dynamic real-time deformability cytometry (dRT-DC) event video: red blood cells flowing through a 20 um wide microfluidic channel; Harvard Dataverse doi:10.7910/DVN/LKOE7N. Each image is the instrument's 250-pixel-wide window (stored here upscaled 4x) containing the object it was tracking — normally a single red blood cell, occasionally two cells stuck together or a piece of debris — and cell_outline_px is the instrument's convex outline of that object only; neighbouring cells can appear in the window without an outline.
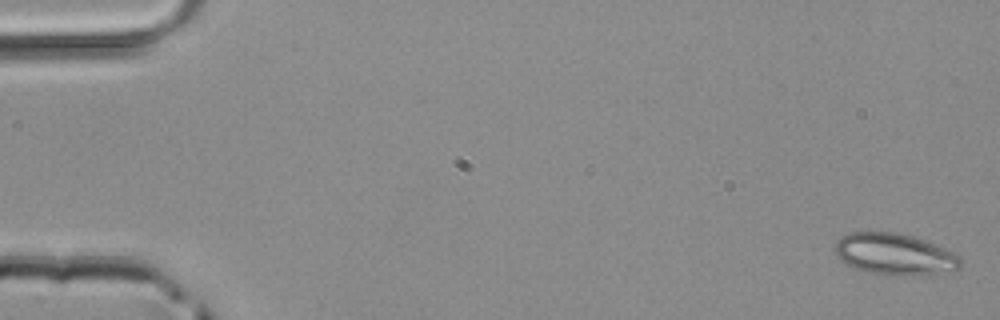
{"species": "common noctule bat (a hibernating species)", "species_latin": "Nyctalus noctula", "temperature_condition": "room temperature", "stored_images_in_passage": 50, "camera_frame_rate_fps": 3000, "um_per_image_px": 0.085, "animal": {"sex": "male", "body_mass_g": 20.4}, "frame": {"image": 1, "passage_image": 1, "time_ms": 0.0, "image_size_px": [1000, 320], "cell_outline_px": [[960, 268], [912, 276], [884, 276], [868, 272], [856, 268], [840, 260], [836, 256], [836, 244], [840, 236], [848, 232], [896, 232], [912, 236], [924, 240], [944, 248], [960, 256]], "centroid_in_image_um": [75.99, 21.61], "position_along_channel_um": 9.0, "area_um2": 30.23}}
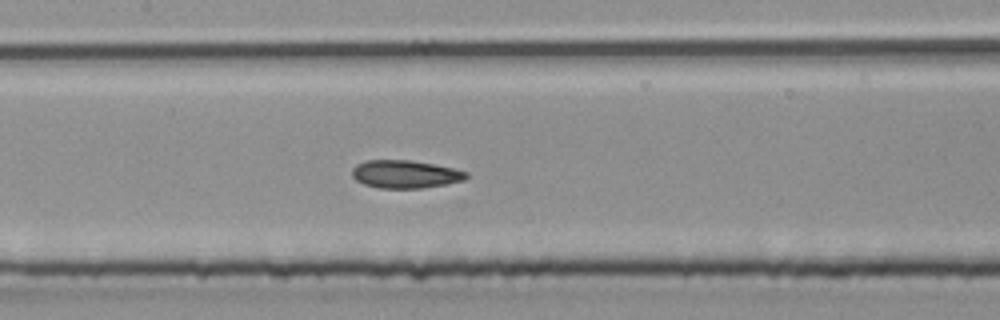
{"frame": {"image": 2, "passage_image": 24, "time_ms": 7.667, "image_size_px": [1000, 320], "cell_outline_px": [[468, 176], [464, 180], [424, 188], [380, 188], [364, 184], [356, 180], [352, 176], [352, 168], [356, 164], [364, 160], [412, 160], [452, 168], [468, 172]], "centroid_in_image_um": [34.41, 14.8], "position_along_channel_um": 173.0, "area_um2": 18.55}}
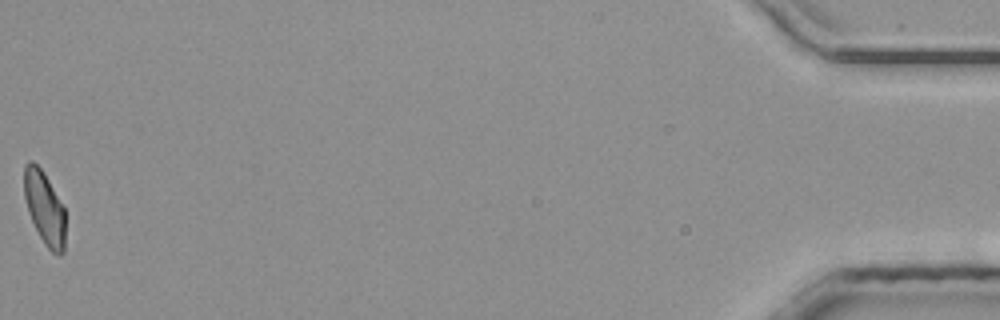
{"frame": {"image": 3, "passage_image": 50, "time_ms": 16.333, "image_size_px": [1000, 320], "cell_outline_px": [[64, 252], [60, 256], [52, 252], [44, 244], [28, 212], [24, 196], [24, 164], [28, 160], [32, 160], [44, 172], [64, 208]], "centroid_in_image_um": [3.77, 17.65], "position_along_channel_um": 431.4, "area_um2": 17.46}}